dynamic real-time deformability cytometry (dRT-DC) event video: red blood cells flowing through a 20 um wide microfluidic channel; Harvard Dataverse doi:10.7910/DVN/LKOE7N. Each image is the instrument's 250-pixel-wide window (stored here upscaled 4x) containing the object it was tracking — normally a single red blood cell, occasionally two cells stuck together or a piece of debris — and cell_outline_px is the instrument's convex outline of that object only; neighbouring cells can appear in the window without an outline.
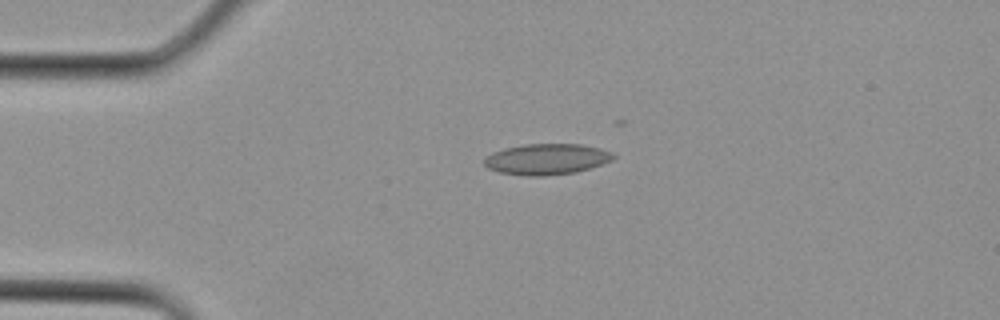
{"species": "Egyptian fruit bat (a non-hibernating species)", "species_latin": "Rousettus aegyptiacus", "temperature_condition": "cold", "stored_images_in_passage": 3, "camera_frame_rate_fps": 3000, "um_per_image_px": 0.085, "animal": {"sex": "female"}, "frame": {"image": 1, "passage_image": 2, "time_ms": 0.333, "image_size_px": [1000, 320], "cell_outline_px": [[616, 156], [612, 160], [576, 172], [544, 176], [528, 176], [500, 172], [488, 168], [484, 164], [484, 160], [492, 152], [504, 148], [524, 144], [580, 144], [600, 148], [612, 152]], "centroid_in_image_um": [46.46, 13.52], "position_along_channel_um": 38.5, "area_um2": 23.12}}
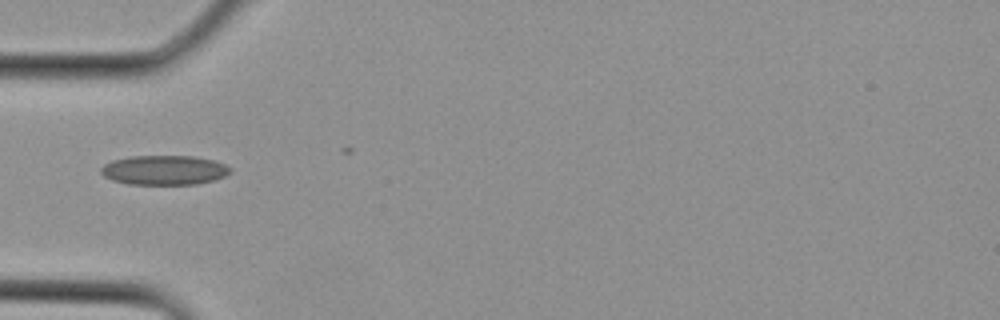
{"frame": {"image": 2, "passage_image": 3, "time_ms": 0.667, "image_size_px": [1000, 320], "cell_outline_px": [[232, 172], [224, 176], [212, 180], [196, 184], [128, 184], [112, 180], [104, 176], [100, 172], [100, 168], [104, 164], [112, 160], [132, 156], [192, 156], [212, 160], [224, 164], [232, 168]], "centroid_in_image_um": [13.94, 14.46], "position_along_channel_um": 71.1, "area_um2": 22.2}}